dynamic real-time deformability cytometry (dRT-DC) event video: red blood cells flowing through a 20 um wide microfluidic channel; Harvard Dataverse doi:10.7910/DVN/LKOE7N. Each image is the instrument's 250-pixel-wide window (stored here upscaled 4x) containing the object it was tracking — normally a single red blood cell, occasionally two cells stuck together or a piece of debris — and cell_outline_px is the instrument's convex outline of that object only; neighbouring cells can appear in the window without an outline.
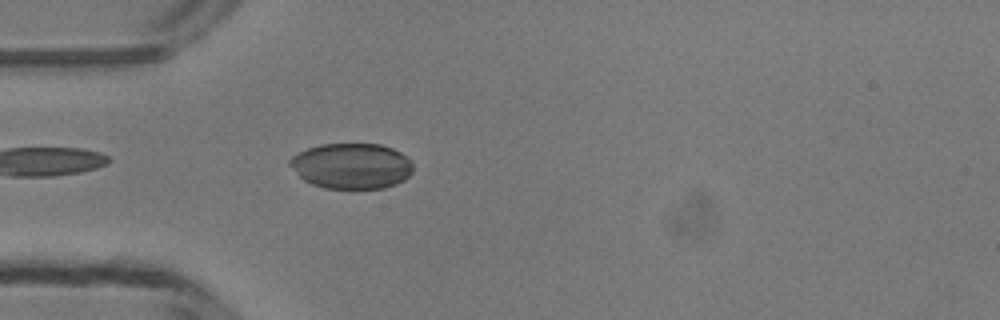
{"species": "common noctule bat (a hibernating species)", "species_latin": "Nyctalus noctula", "temperature_condition": "room temperature", "stored_images_in_passage": 37, "camera_frame_rate_fps": 3000, "um_per_image_px": 0.085, "animal": {"sex": "male", "body_mass_g": 13.3}, "frame": {"image": 1, "passage_image": 3, "time_ms": 0.667, "image_size_px": [1000, 320], "cell_outline_px": [[412, 172], [404, 180], [396, 184], [384, 188], [352, 192], [324, 188], [312, 184], [304, 180], [288, 164], [288, 160], [292, 156], [308, 148], [320, 144], [380, 144], [392, 148], [400, 152], [412, 160]], "centroid_in_image_um": [29.89, 14.15], "position_along_channel_um": 55.1, "area_um2": 33.64}}
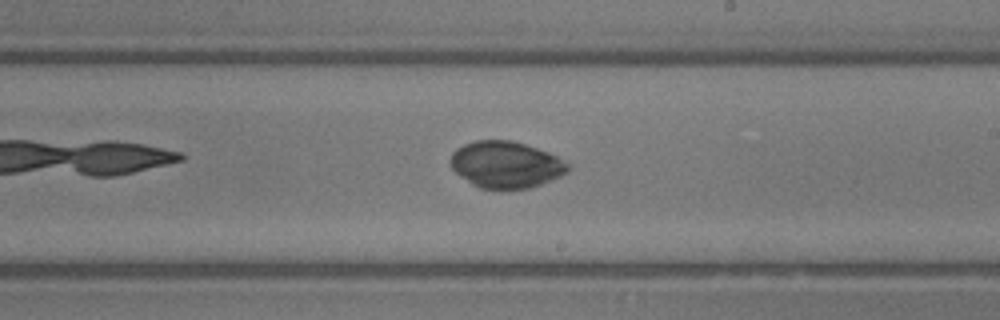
{"frame": {"image": 2, "passage_image": 17, "time_ms": 5.333, "image_size_px": [1000, 320], "cell_outline_px": [[568, 172], [560, 176], [532, 188], [500, 192], [480, 188], [472, 184], [460, 176], [452, 168], [452, 152], [456, 148], [464, 144], [476, 140], [512, 140], [548, 152], [556, 156], [568, 164]], "centroid_in_image_um": [42.99, 14.03], "position_along_channel_um": 246.0, "area_um2": 32.31}}
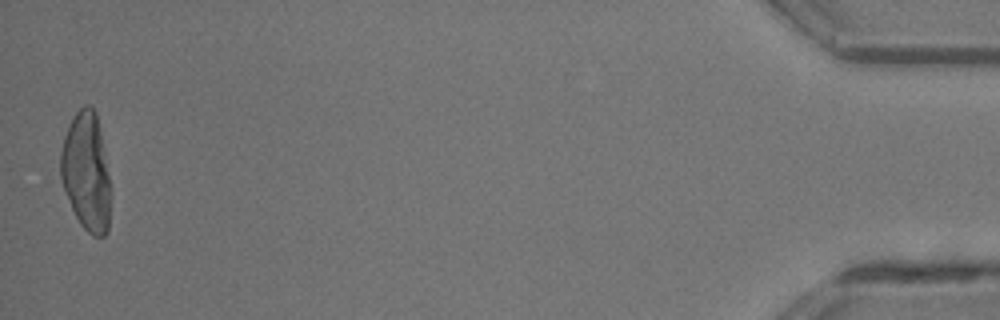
{"frame": {"image": 3, "passage_image": 37, "time_ms": 12.0, "image_size_px": [1000, 320], "cell_outline_px": [[108, 232], [104, 236], [92, 236], [80, 224], [72, 208], [64, 188], [60, 176], [60, 152], [64, 136], [76, 112], [84, 104], [88, 104], [96, 112], [108, 176]], "centroid_in_image_um": [7.3, 14.6], "position_along_channel_um": 427.9, "area_um2": 33.47}}